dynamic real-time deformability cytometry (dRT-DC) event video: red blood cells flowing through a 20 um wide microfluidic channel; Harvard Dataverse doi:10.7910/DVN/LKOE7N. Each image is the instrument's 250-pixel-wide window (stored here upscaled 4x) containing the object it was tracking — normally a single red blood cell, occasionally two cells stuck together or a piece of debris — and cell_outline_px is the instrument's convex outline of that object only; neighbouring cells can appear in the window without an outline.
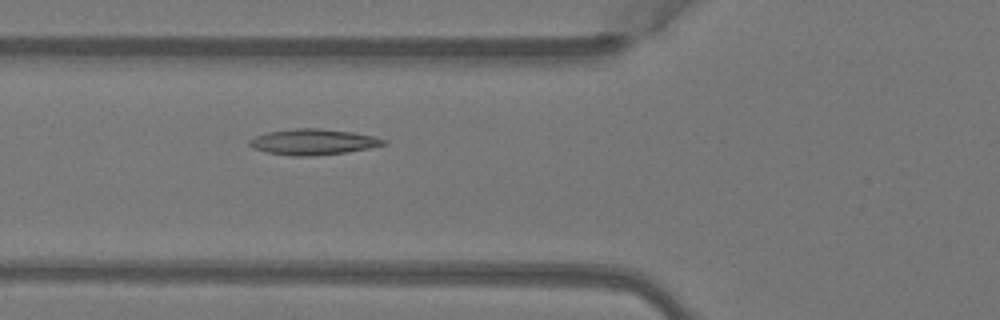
{"species": "Egyptian fruit bat (a non-hibernating species)", "species_latin": "Rousettus aegyptiacus", "temperature_condition": "warm", "stored_images_in_passage": 4, "camera_frame_rate_fps": 3000, "um_per_image_px": 0.085, "animal": {"sex": "female"}, "frame": {"image": 1, "passage_image": 4, "time_ms": 1.0, "image_size_px": [1000, 320], "cell_outline_px": [[388, 144], [348, 152], [316, 156], [288, 156], [264, 152], [252, 148], [248, 144], [248, 140], [264, 132], [292, 128], [320, 128], [352, 132], [372, 136], [388, 140]], "centroid_in_image_um": [26.57, 12.07], "position_along_channel_um": 99.2, "area_um2": 20.58}}